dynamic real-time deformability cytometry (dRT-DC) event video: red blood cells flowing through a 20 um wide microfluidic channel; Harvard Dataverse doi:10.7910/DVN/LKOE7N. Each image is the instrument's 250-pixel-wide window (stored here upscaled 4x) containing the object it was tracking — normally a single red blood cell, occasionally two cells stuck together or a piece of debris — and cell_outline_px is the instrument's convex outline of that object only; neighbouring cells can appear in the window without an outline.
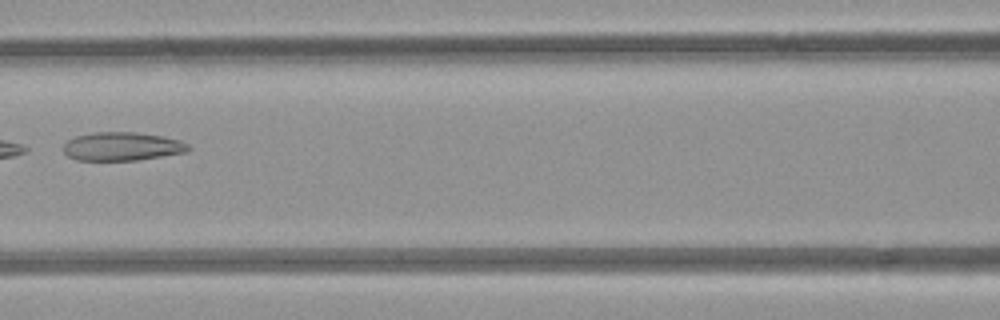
{"species": "common noctule bat (a hibernating species)", "species_latin": "Nyctalus noctula", "temperature_condition": "room temperature", "stored_images_in_passage": 7, "camera_frame_rate_fps": 3000, "um_per_image_px": 0.085, "animal": {"sex": "female", "body_mass_g": 21.9}, "frame": {"image": 1, "passage_image": 6, "time_ms": 6.0, "image_size_px": [1000, 320], "cell_outline_px": [[192, 148], [188, 152], [136, 160], [76, 160], [68, 156], [64, 152], [64, 144], [68, 140], [76, 136], [92, 132], [136, 132], [160, 136], [180, 140], [188, 144]], "centroid_in_image_um": [10.39, 12.44], "position_along_channel_um": 156.2, "area_um2": 20.75}}
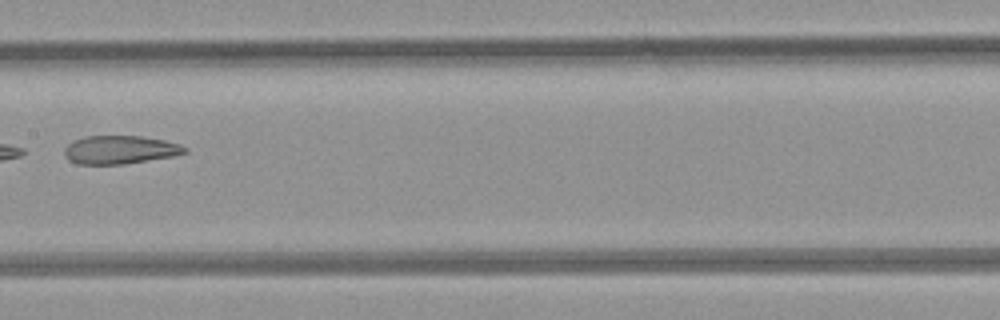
{"frame": {"image": 2, "passage_image": 7, "time_ms": 7.0, "image_size_px": [1000, 320], "cell_outline_px": [[188, 152], [172, 156], [124, 164], [76, 164], [68, 160], [64, 156], [64, 148], [72, 140], [84, 136], [140, 136], [164, 140], [180, 144], [188, 148]], "centroid_in_image_um": [10.16, 12.73], "position_along_channel_um": 197.2, "area_um2": 20.0}}